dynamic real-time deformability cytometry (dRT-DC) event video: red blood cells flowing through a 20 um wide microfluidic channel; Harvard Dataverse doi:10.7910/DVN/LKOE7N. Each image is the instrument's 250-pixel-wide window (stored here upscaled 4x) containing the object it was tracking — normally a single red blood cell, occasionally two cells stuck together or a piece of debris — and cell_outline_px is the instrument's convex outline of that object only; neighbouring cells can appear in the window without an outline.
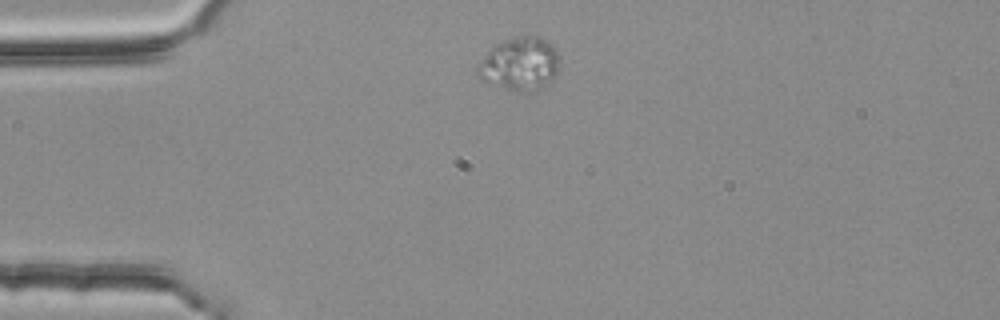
{"species": "common noctule bat (a hibernating species)", "species_latin": "Nyctalus noctula", "temperature_condition": "room temperature", "stored_images_in_passage": 1, "camera_frame_rate_fps": 3000, "um_per_image_px": 0.085, "animal": {"sex": "female", "body_mass_g": 25.1}, "frame": {"image": 1, "passage_image": 1, "time_ms": 0.0, "image_size_px": [1000, 320], "cell_outline_px": [[560, 68], [552, 80], [540, 88], [532, 92], [512, 92], [480, 80], [476, 76], [476, 68], [488, 52], [496, 44], [504, 40], [516, 36], [540, 36], [548, 40], [556, 48], [560, 56]], "centroid_in_image_um": [44.22, 5.45], "position_along_channel_um": 40.8, "area_um2": 26.01}}